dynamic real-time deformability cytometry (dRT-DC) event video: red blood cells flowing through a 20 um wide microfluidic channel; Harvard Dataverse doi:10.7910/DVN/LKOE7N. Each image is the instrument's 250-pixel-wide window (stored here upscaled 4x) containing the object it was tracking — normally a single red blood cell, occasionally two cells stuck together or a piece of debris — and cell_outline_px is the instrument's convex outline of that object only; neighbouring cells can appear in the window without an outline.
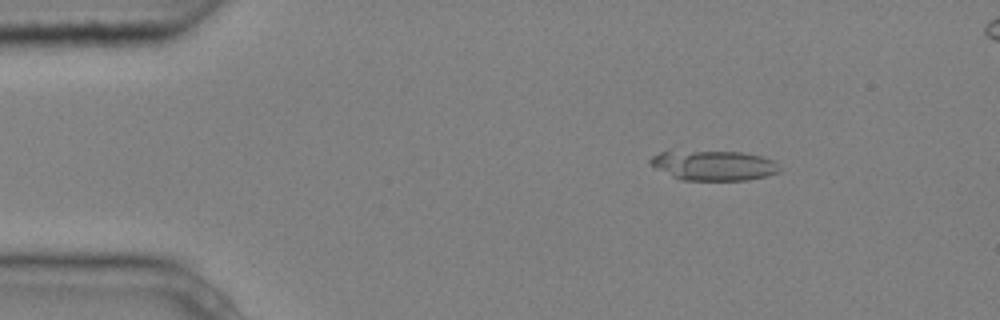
{"species": "common noctule bat (a hibernating species)", "species_latin": "Nyctalus noctula", "temperature_condition": "cold", "stored_images_in_passage": 6, "segment_of_instrument_passage": [1, 2], "camera_frame_rate_fps": 3000, "um_per_image_px": 0.085, "animal": {"sex": "male", "body_mass_g": 20.4}, "frame": {"image": 1, "passage_image": 3, "time_ms": 0.667, "image_size_px": [1000, 320], "cell_outline_px": [[780, 172], [768, 176], [748, 180], [680, 180], [648, 164], [648, 160], [652, 156], [660, 152], [740, 152], [760, 156], [772, 160], [780, 168]], "centroid_in_image_um": [60.66, 14.08], "position_along_channel_um": 24.3, "area_um2": 22.25}}